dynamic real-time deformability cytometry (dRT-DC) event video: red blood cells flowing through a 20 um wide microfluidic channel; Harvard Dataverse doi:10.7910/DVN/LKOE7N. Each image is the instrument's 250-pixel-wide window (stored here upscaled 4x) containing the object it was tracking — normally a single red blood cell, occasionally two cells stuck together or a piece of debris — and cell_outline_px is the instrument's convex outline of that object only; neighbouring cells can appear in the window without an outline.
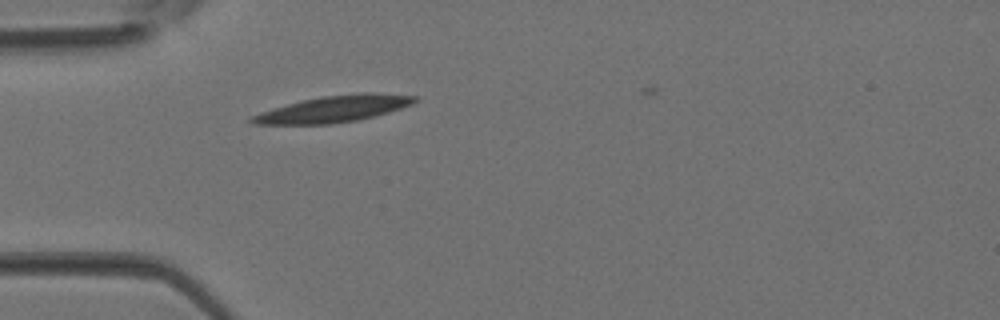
{"species": "Egyptian fruit bat (a non-hibernating species)", "species_latin": "Rousettus aegyptiacus", "temperature_condition": "room temperature", "stored_images_in_passage": 3, "camera_frame_rate_fps": 3000, "um_per_image_px": 0.085, "animal": {"sex": "female"}, "frame": {"image": 1, "passage_image": 3, "time_ms": 0.667, "image_size_px": [1000, 320], "cell_outline_px": [[416, 100], [412, 104], [376, 116], [356, 120], [332, 124], [252, 124], [248, 120], [248, 116], [260, 112], [300, 100], [320, 96], [360, 92], [368, 92], [416, 96]], "centroid_in_image_um": [28.3, 9.26], "position_along_channel_um": 56.7, "area_um2": 25.2}}